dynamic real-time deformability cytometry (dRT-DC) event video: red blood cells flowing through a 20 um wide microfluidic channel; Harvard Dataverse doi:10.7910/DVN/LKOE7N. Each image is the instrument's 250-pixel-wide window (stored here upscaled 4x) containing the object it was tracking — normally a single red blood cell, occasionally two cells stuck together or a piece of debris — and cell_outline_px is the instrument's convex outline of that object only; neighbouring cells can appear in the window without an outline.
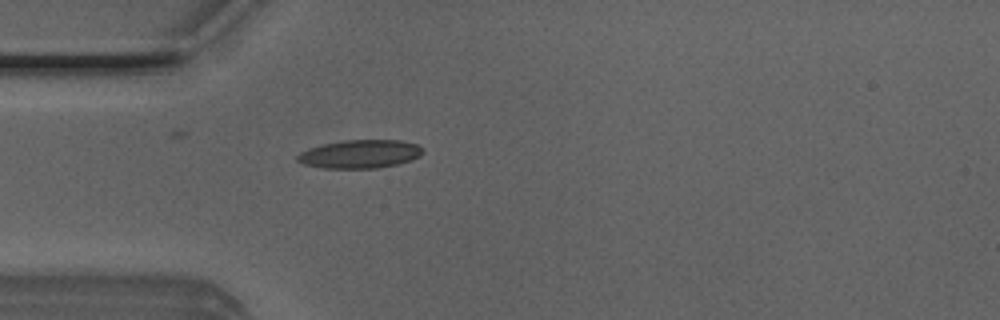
{"species": "Egyptian fruit bat (a non-hibernating species)", "species_latin": "Rousettus aegyptiacus", "temperature_condition": "room temperature", "stored_images_in_passage": 31, "camera_frame_rate_fps": 3000, "um_per_image_px": 0.085, "animal": {"sex": "male"}, "frame": {"image": 1, "passage_image": 1, "time_ms": 0.0, "image_size_px": [1000, 320], "cell_outline_px": [[424, 152], [420, 156], [412, 160], [396, 164], [376, 168], [324, 168], [304, 164], [296, 160], [296, 156], [300, 152], [324, 144], [344, 140], [400, 140], [416, 144], [424, 148]], "centroid_in_image_um": [30.63, 13.09], "position_along_channel_um": 54.4, "area_um2": 20.63}}
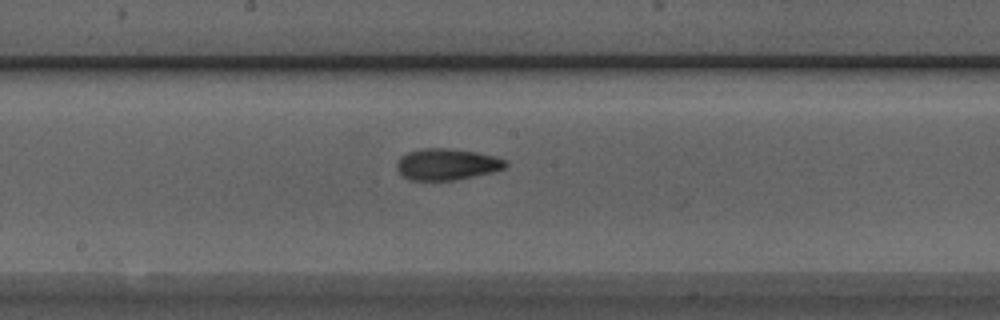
{"frame": {"image": 2, "passage_image": 13, "time_ms": 4.0, "image_size_px": [1000, 320], "cell_outline_px": [[508, 164], [504, 168], [492, 172], [456, 180], [408, 180], [396, 168], [396, 164], [400, 156], [408, 152], [420, 148], [448, 148], [476, 152], [496, 156], [508, 160]], "centroid_in_image_um": [37.99, 13.96], "position_along_channel_um": 210.2, "area_um2": 20.06}}
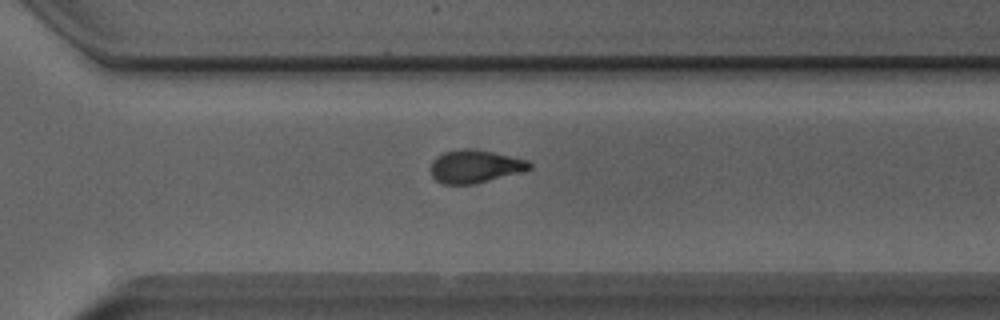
{"frame": {"image": 3, "passage_image": 22, "time_ms": 7.0, "image_size_px": [1000, 320], "cell_outline_px": [[532, 168], [476, 184], [444, 184], [436, 180], [432, 176], [428, 168], [432, 160], [436, 156], [444, 152], [468, 148], [472, 148], [492, 152], [528, 160], [532, 164]], "centroid_in_image_um": [40.32, 14.14], "position_along_channel_um": 330.3, "area_um2": 18.96}, "authors_computed_cell_mechanics": {"area_um2": 19.363, "velocity_mm_per_s": 4.0121, "shape_relaxation_time_tau1_ms": null, "shape_relaxation_time_tau2_ms": 2.5376, "deformation_change_tau1": null, "deformation_change_tau2": 0.0915}}